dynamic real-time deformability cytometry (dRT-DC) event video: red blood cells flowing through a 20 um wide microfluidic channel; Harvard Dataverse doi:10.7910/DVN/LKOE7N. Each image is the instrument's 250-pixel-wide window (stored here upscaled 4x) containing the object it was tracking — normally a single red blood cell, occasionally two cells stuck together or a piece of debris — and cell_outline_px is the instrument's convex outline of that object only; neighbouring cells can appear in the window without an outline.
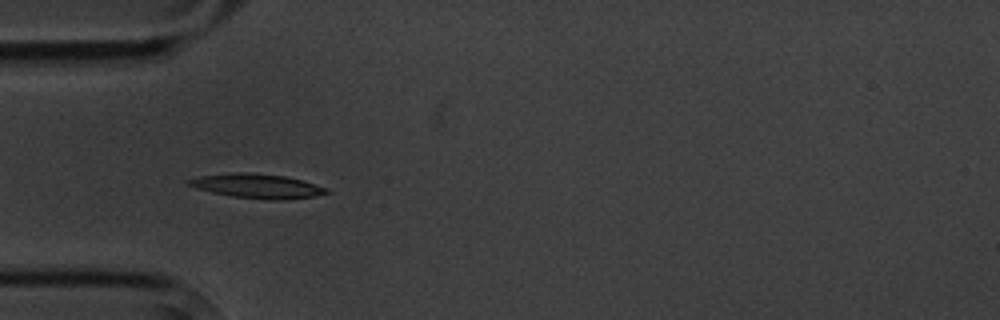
{"species": "common noctule bat (a hibernating species)", "species_latin": "Nyctalus noctula", "temperature_condition": "cold", "stored_images_in_passage": 14, "camera_frame_rate_fps": 3000, "um_per_image_px": 0.085, "animal": {"sex": "male", "body_mass_g": 20.1, "forearm_length_mm": 53.5}, "frame": {"image": 1, "passage_image": 4, "time_ms": 4.333, "image_size_px": [1000, 320], "cell_outline_px": [[332, 192], [316, 196], [280, 200], [276, 200], [232, 196], [212, 192], [196, 188], [184, 184], [184, 180], [200, 176], [232, 172], [248, 172], [284, 176], [300, 180], [328, 188]], "centroid_in_image_um": [21.82, 15.8], "position_along_channel_um": 63.2, "area_um2": 19.54}}
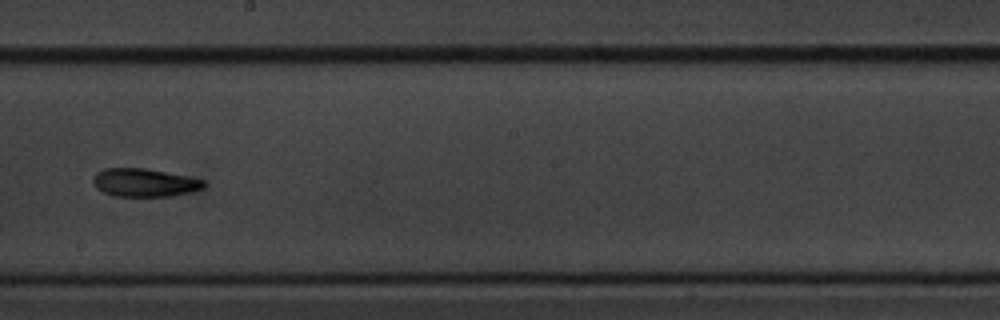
{"frame": {"image": 2, "passage_image": 8, "time_ms": 9.333, "image_size_px": [1000, 320], "cell_outline_px": [[208, 184], [204, 188], [192, 192], [172, 196], [112, 196], [96, 188], [92, 180], [96, 172], [104, 168], [144, 168], [188, 176], [204, 180]], "centroid_in_image_um": [12.3, 15.52], "position_along_channel_um": 235.9, "area_um2": 18.38}}
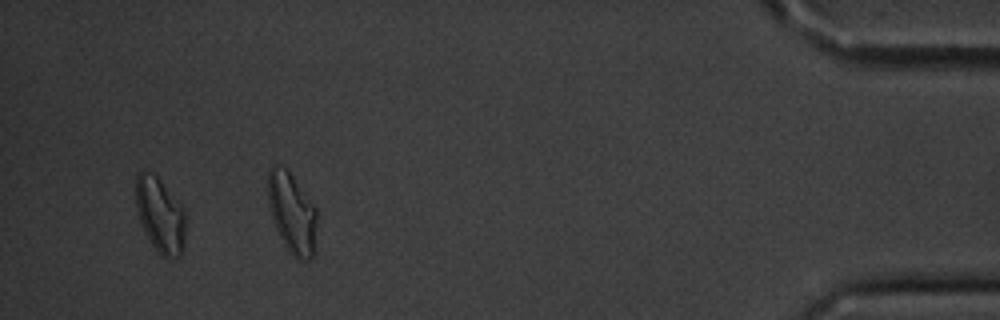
{"frame": {"image": 3, "passage_image": 13, "time_ms": 16.0, "image_size_px": [1000, 320], "cell_outline_px": [[184, 252], [180, 256], [168, 260], [160, 256], [144, 232], [136, 208], [136, 176], [140, 172], [144, 172], [156, 176], [160, 180], [184, 208]], "centroid_in_image_um": [13.62, 18.36], "position_along_channel_um": 421.6, "area_um2": 21.68}, "authors_computed_cell_mechanics": {"area_um2": 18.785, "velocity_mm_per_s": 3.4691, "shape_relaxation_time_tau1_ms": null, "shape_relaxation_time_tau2_ms": 11.1423, "deformation_change_tau1": null, "deformation_change_tau2": 0.1896}}